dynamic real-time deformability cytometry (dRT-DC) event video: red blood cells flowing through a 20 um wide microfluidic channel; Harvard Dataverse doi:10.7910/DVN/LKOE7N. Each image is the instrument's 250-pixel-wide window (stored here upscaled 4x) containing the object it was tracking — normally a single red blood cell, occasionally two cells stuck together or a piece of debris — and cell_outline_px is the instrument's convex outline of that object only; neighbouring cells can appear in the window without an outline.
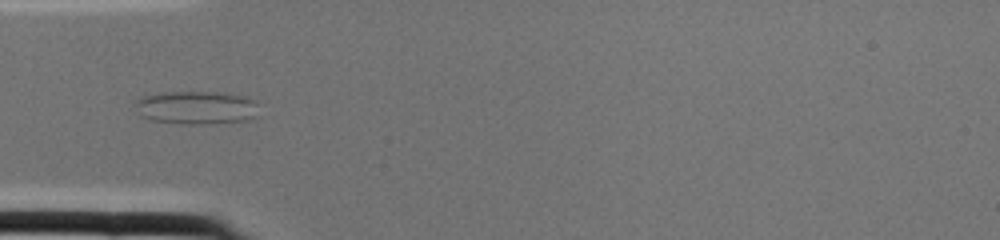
{"species": "common noctule bat (a hibernating species)", "species_latin": "Nyctalus noctula", "temperature_condition": "cold", "stored_images_in_passage": 2, "camera_frame_rate_fps": 3000, "um_per_image_px": 0.085, "animal": {"sex": "female", "body_mass_g": 22.0, "forearm_length_mm": 56.7}, "frame": {"image": 1, "passage_image": 2, "time_ms": 0.333, "image_size_px": [1000, 240], "cell_outline_px": [[256, 116], [248, 120], [212, 124], [180, 124], [152, 120], [140, 116], [136, 104], [136, 100], [144, 96], [164, 92], [220, 92], [244, 96], [252, 100], [256, 104]], "centroid_in_image_um": [16.69, 9.16], "position_along_channel_um": 68.3, "area_um2": 23.93}}